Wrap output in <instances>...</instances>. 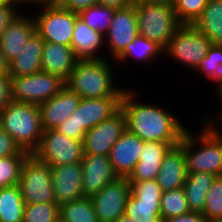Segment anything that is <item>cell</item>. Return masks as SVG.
<instances>
[{
  "label": "cell",
  "mask_w": 222,
  "mask_h": 222,
  "mask_svg": "<svg viewBox=\"0 0 222 222\" xmlns=\"http://www.w3.org/2000/svg\"><path fill=\"white\" fill-rule=\"evenodd\" d=\"M136 92L137 90L126 88L121 99L120 108L126 116L127 130L139 136L144 142L179 144L187 129L179 116L177 118L170 109L151 104L150 101L140 102Z\"/></svg>",
  "instance_id": "6da1fadb"
},
{
  "label": "cell",
  "mask_w": 222,
  "mask_h": 222,
  "mask_svg": "<svg viewBox=\"0 0 222 222\" xmlns=\"http://www.w3.org/2000/svg\"><path fill=\"white\" fill-rule=\"evenodd\" d=\"M202 129L192 134L184 132L180 144L184 147L187 174L208 172L222 176V134L210 123L201 120Z\"/></svg>",
  "instance_id": "7a4b0ae2"
},
{
  "label": "cell",
  "mask_w": 222,
  "mask_h": 222,
  "mask_svg": "<svg viewBox=\"0 0 222 222\" xmlns=\"http://www.w3.org/2000/svg\"><path fill=\"white\" fill-rule=\"evenodd\" d=\"M112 61H77L65 81L66 87L81 98L122 97L126 87L116 86Z\"/></svg>",
  "instance_id": "3957f363"
},
{
  "label": "cell",
  "mask_w": 222,
  "mask_h": 222,
  "mask_svg": "<svg viewBox=\"0 0 222 222\" xmlns=\"http://www.w3.org/2000/svg\"><path fill=\"white\" fill-rule=\"evenodd\" d=\"M0 126L29 154L38 148L44 133L39 106L26 102L11 100L0 112Z\"/></svg>",
  "instance_id": "277c9868"
},
{
  "label": "cell",
  "mask_w": 222,
  "mask_h": 222,
  "mask_svg": "<svg viewBox=\"0 0 222 222\" xmlns=\"http://www.w3.org/2000/svg\"><path fill=\"white\" fill-rule=\"evenodd\" d=\"M138 35L157 42L164 49L175 31L181 26L174 5L161 3H135Z\"/></svg>",
  "instance_id": "5b68a950"
},
{
  "label": "cell",
  "mask_w": 222,
  "mask_h": 222,
  "mask_svg": "<svg viewBox=\"0 0 222 222\" xmlns=\"http://www.w3.org/2000/svg\"><path fill=\"white\" fill-rule=\"evenodd\" d=\"M26 204L56 203L50 166L29 154L21 167L18 183Z\"/></svg>",
  "instance_id": "8992f818"
},
{
  "label": "cell",
  "mask_w": 222,
  "mask_h": 222,
  "mask_svg": "<svg viewBox=\"0 0 222 222\" xmlns=\"http://www.w3.org/2000/svg\"><path fill=\"white\" fill-rule=\"evenodd\" d=\"M211 45L210 39L193 25H181L164 49V55L195 70Z\"/></svg>",
  "instance_id": "52a82bcc"
},
{
  "label": "cell",
  "mask_w": 222,
  "mask_h": 222,
  "mask_svg": "<svg viewBox=\"0 0 222 222\" xmlns=\"http://www.w3.org/2000/svg\"><path fill=\"white\" fill-rule=\"evenodd\" d=\"M66 86L60 76L44 71L21 77H11V99L41 105Z\"/></svg>",
  "instance_id": "ba28073f"
},
{
  "label": "cell",
  "mask_w": 222,
  "mask_h": 222,
  "mask_svg": "<svg viewBox=\"0 0 222 222\" xmlns=\"http://www.w3.org/2000/svg\"><path fill=\"white\" fill-rule=\"evenodd\" d=\"M130 195L125 214L134 222H162V189L156 180L129 181Z\"/></svg>",
  "instance_id": "9c48e42d"
},
{
  "label": "cell",
  "mask_w": 222,
  "mask_h": 222,
  "mask_svg": "<svg viewBox=\"0 0 222 222\" xmlns=\"http://www.w3.org/2000/svg\"><path fill=\"white\" fill-rule=\"evenodd\" d=\"M32 154L50 167L79 163L84 155L83 141L56 130H44L39 146Z\"/></svg>",
  "instance_id": "30bf717a"
},
{
  "label": "cell",
  "mask_w": 222,
  "mask_h": 222,
  "mask_svg": "<svg viewBox=\"0 0 222 222\" xmlns=\"http://www.w3.org/2000/svg\"><path fill=\"white\" fill-rule=\"evenodd\" d=\"M35 19L36 32L46 42L71 46L75 19L78 13L61 6H40Z\"/></svg>",
  "instance_id": "8fae6325"
},
{
  "label": "cell",
  "mask_w": 222,
  "mask_h": 222,
  "mask_svg": "<svg viewBox=\"0 0 222 222\" xmlns=\"http://www.w3.org/2000/svg\"><path fill=\"white\" fill-rule=\"evenodd\" d=\"M130 195V182L127 177H117L102 190L92 195L95 213L99 222H115L126 211Z\"/></svg>",
  "instance_id": "7c38bea8"
},
{
  "label": "cell",
  "mask_w": 222,
  "mask_h": 222,
  "mask_svg": "<svg viewBox=\"0 0 222 222\" xmlns=\"http://www.w3.org/2000/svg\"><path fill=\"white\" fill-rule=\"evenodd\" d=\"M138 35L135 3L116 9L111 25L104 35L108 57L115 60Z\"/></svg>",
  "instance_id": "4fadbf2b"
},
{
  "label": "cell",
  "mask_w": 222,
  "mask_h": 222,
  "mask_svg": "<svg viewBox=\"0 0 222 222\" xmlns=\"http://www.w3.org/2000/svg\"><path fill=\"white\" fill-rule=\"evenodd\" d=\"M126 129V116L120 108L110 118L87 131L83 141L84 154L109 156L112 146Z\"/></svg>",
  "instance_id": "5bb4252c"
},
{
  "label": "cell",
  "mask_w": 222,
  "mask_h": 222,
  "mask_svg": "<svg viewBox=\"0 0 222 222\" xmlns=\"http://www.w3.org/2000/svg\"><path fill=\"white\" fill-rule=\"evenodd\" d=\"M55 202L59 206L85 197L82 185V165L72 163L50 167Z\"/></svg>",
  "instance_id": "9a60e30c"
},
{
  "label": "cell",
  "mask_w": 222,
  "mask_h": 222,
  "mask_svg": "<svg viewBox=\"0 0 222 222\" xmlns=\"http://www.w3.org/2000/svg\"><path fill=\"white\" fill-rule=\"evenodd\" d=\"M121 99L122 97L81 98L71 117L87 132L115 114L120 109Z\"/></svg>",
  "instance_id": "2e32d148"
},
{
  "label": "cell",
  "mask_w": 222,
  "mask_h": 222,
  "mask_svg": "<svg viewBox=\"0 0 222 222\" xmlns=\"http://www.w3.org/2000/svg\"><path fill=\"white\" fill-rule=\"evenodd\" d=\"M144 141L127 129L114 143L109 153L113 172L118 177H128L139 161Z\"/></svg>",
  "instance_id": "e0dca14e"
},
{
  "label": "cell",
  "mask_w": 222,
  "mask_h": 222,
  "mask_svg": "<svg viewBox=\"0 0 222 222\" xmlns=\"http://www.w3.org/2000/svg\"><path fill=\"white\" fill-rule=\"evenodd\" d=\"M84 195L91 197L118 176L113 172L109 156L84 154L81 160Z\"/></svg>",
  "instance_id": "ac0fdd59"
},
{
  "label": "cell",
  "mask_w": 222,
  "mask_h": 222,
  "mask_svg": "<svg viewBox=\"0 0 222 222\" xmlns=\"http://www.w3.org/2000/svg\"><path fill=\"white\" fill-rule=\"evenodd\" d=\"M26 13L23 12L14 19L0 37V49L8 64L20 54L31 35L36 31L34 17L32 14L29 16Z\"/></svg>",
  "instance_id": "d6986e66"
},
{
  "label": "cell",
  "mask_w": 222,
  "mask_h": 222,
  "mask_svg": "<svg viewBox=\"0 0 222 222\" xmlns=\"http://www.w3.org/2000/svg\"><path fill=\"white\" fill-rule=\"evenodd\" d=\"M81 100L66 86L54 97L39 105L44 130H54L69 118Z\"/></svg>",
  "instance_id": "ffe728a7"
},
{
  "label": "cell",
  "mask_w": 222,
  "mask_h": 222,
  "mask_svg": "<svg viewBox=\"0 0 222 222\" xmlns=\"http://www.w3.org/2000/svg\"><path fill=\"white\" fill-rule=\"evenodd\" d=\"M104 44L105 37L102 33L90 28L79 16L75 19L70 47L78 61L110 59L104 55L102 57L100 53Z\"/></svg>",
  "instance_id": "44dd1931"
},
{
  "label": "cell",
  "mask_w": 222,
  "mask_h": 222,
  "mask_svg": "<svg viewBox=\"0 0 222 222\" xmlns=\"http://www.w3.org/2000/svg\"><path fill=\"white\" fill-rule=\"evenodd\" d=\"M175 145L160 141H146L140 151L139 161L127 177L128 181L155 180L160 171L162 161Z\"/></svg>",
  "instance_id": "7402d4cb"
},
{
  "label": "cell",
  "mask_w": 222,
  "mask_h": 222,
  "mask_svg": "<svg viewBox=\"0 0 222 222\" xmlns=\"http://www.w3.org/2000/svg\"><path fill=\"white\" fill-rule=\"evenodd\" d=\"M187 176L184 147L179 143L165 155L155 180L164 192L183 187Z\"/></svg>",
  "instance_id": "603a6c76"
},
{
  "label": "cell",
  "mask_w": 222,
  "mask_h": 222,
  "mask_svg": "<svg viewBox=\"0 0 222 222\" xmlns=\"http://www.w3.org/2000/svg\"><path fill=\"white\" fill-rule=\"evenodd\" d=\"M44 40L35 31L20 54L8 64L10 77H21L42 71Z\"/></svg>",
  "instance_id": "cb8c5ba5"
},
{
  "label": "cell",
  "mask_w": 222,
  "mask_h": 222,
  "mask_svg": "<svg viewBox=\"0 0 222 222\" xmlns=\"http://www.w3.org/2000/svg\"><path fill=\"white\" fill-rule=\"evenodd\" d=\"M42 71L60 76L67 80L74 69L77 59L70 46L44 41Z\"/></svg>",
  "instance_id": "d4e9b609"
},
{
  "label": "cell",
  "mask_w": 222,
  "mask_h": 222,
  "mask_svg": "<svg viewBox=\"0 0 222 222\" xmlns=\"http://www.w3.org/2000/svg\"><path fill=\"white\" fill-rule=\"evenodd\" d=\"M215 178V174L208 172L188 174L183 189L190 211L203 213L207 192Z\"/></svg>",
  "instance_id": "484cf974"
},
{
  "label": "cell",
  "mask_w": 222,
  "mask_h": 222,
  "mask_svg": "<svg viewBox=\"0 0 222 222\" xmlns=\"http://www.w3.org/2000/svg\"><path fill=\"white\" fill-rule=\"evenodd\" d=\"M193 26L209 38L211 44H222V0H209Z\"/></svg>",
  "instance_id": "4316f807"
},
{
  "label": "cell",
  "mask_w": 222,
  "mask_h": 222,
  "mask_svg": "<svg viewBox=\"0 0 222 222\" xmlns=\"http://www.w3.org/2000/svg\"><path fill=\"white\" fill-rule=\"evenodd\" d=\"M161 55H164V48L161 45L137 35L134 41L129 43L125 50L115 59V63L124 64L123 62L126 63L132 58L131 60L136 59L135 62L150 64Z\"/></svg>",
  "instance_id": "83f0119b"
},
{
  "label": "cell",
  "mask_w": 222,
  "mask_h": 222,
  "mask_svg": "<svg viewBox=\"0 0 222 222\" xmlns=\"http://www.w3.org/2000/svg\"><path fill=\"white\" fill-rule=\"evenodd\" d=\"M25 204L18 184L0 188V222H23Z\"/></svg>",
  "instance_id": "f1b7e54d"
},
{
  "label": "cell",
  "mask_w": 222,
  "mask_h": 222,
  "mask_svg": "<svg viewBox=\"0 0 222 222\" xmlns=\"http://www.w3.org/2000/svg\"><path fill=\"white\" fill-rule=\"evenodd\" d=\"M59 218L62 222H99L93 202L87 196L60 205Z\"/></svg>",
  "instance_id": "f546056e"
},
{
  "label": "cell",
  "mask_w": 222,
  "mask_h": 222,
  "mask_svg": "<svg viewBox=\"0 0 222 222\" xmlns=\"http://www.w3.org/2000/svg\"><path fill=\"white\" fill-rule=\"evenodd\" d=\"M195 73H202L215 82L216 91L222 87V44H212L206 56L199 62Z\"/></svg>",
  "instance_id": "4dcf8cb0"
},
{
  "label": "cell",
  "mask_w": 222,
  "mask_h": 222,
  "mask_svg": "<svg viewBox=\"0 0 222 222\" xmlns=\"http://www.w3.org/2000/svg\"><path fill=\"white\" fill-rule=\"evenodd\" d=\"M115 10L112 7L95 4L79 12L78 16L90 28L105 35L111 25Z\"/></svg>",
  "instance_id": "1f68e13d"
},
{
  "label": "cell",
  "mask_w": 222,
  "mask_h": 222,
  "mask_svg": "<svg viewBox=\"0 0 222 222\" xmlns=\"http://www.w3.org/2000/svg\"><path fill=\"white\" fill-rule=\"evenodd\" d=\"M160 204L161 220L191 212L183 187L164 191Z\"/></svg>",
  "instance_id": "d6a6232c"
},
{
  "label": "cell",
  "mask_w": 222,
  "mask_h": 222,
  "mask_svg": "<svg viewBox=\"0 0 222 222\" xmlns=\"http://www.w3.org/2000/svg\"><path fill=\"white\" fill-rule=\"evenodd\" d=\"M28 155H12L0 158V188L17 185L22 164Z\"/></svg>",
  "instance_id": "836d02e7"
},
{
  "label": "cell",
  "mask_w": 222,
  "mask_h": 222,
  "mask_svg": "<svg viewBox=\"0 0 222 222\" xmlns=\"http://www.w3.org/2000/svg\"><path fill=\"white\" fill-rule=\"evenodd\" d=\"M59 219L56 203L25 204L23 222H57Z\"/></svg>",
  "instance_id": "e575fe53"
},
{
  "label": "cell",
  "mask_w": 222,
  "mask_h": 222,
  "mask_svg": "<svg viewBox=\"0 0 222 222\" xmlns=\"http://www.w3.org/2000/svg\"><path fill=\"white\" fill-rule=\"evenodd\" d=\"M209 0H176L174 11L181 25H193L208 5Z\"/></svg>",
  "instance_id": "d590c367"
},
{
  "label": "cell",
  "mask_w": 222,
  "mask_h": 222,
  "mask_svg": "<svg viewBox=\"0 0 222 222\" xmlns=\"http://www.w3.org/2000/svg\"><path fill=\"white\" fill-rule=\"evenodd\" d=\"M202 214L209 222L222 219V176H216L212 182Z\"/></svg>",
  "instance_id": "8d00e7d4"
},
{
  "label": "cell",
  "mask_w": 222,
  "mask_h": 222,
  "mask_svg": "<svg viewBox=\"0 0 222 222\" xmlns=\"http://www.w3.org/2000/svg\"><path fill=\"white\" fill-rule=\"evenodd\" d=\"M12 155H29L22 150L13 137L0 126V158Z\"/></svg>",
  "instance_id": "74e56055"
},
{
  "label": "cell",
  "mask_w": 222,
  "mask_h": 222,
  "mask_svg": "<svg viewBox=\"0 0 222 222\" xmlns=\"http://www.w3.org/2000/svg\"><path fill=\"white\" fill-rule=\"evenodd\" d=\"M21 7L14 2L0 6V37L10 23L21 14Z\"/></svg>",
  "instance_id": "f35d334b"
},
{
  "label": "cell",
  "mask_w": 222,
  "mask_h": 222,
  "mask_svg": "<svg viewBox=\"0 0 222 222\" xmlns=\"http://www.w3.org/2000/svg\"><path fill=\"white\" fill-rule=\"evenodd\" d=\"M54 130L66 135L67 137L80 141H84L85 134L87 133L83 127H79V125L74 121L73 117L71 116L65 121H63Z\"/></svg>",
  "instance_id": "ab89813d"
},
{
  "label": "cell",
  "mask_w": 222,
  "mask_h": 222,
  "mask_svg": "<svg viewBox=\"0 0 222 222\" xmlns=\"http://www.w3.org/2000/svg\"><path fill=\"white\" fill-rule=\"evenodd\" d=\"M11 100V77L8 73H2L0 74V112Z\"/></svg>",
  "instance_id": "60d3db41"
},
{
  "label": "cell",
  "mask_w": 222,
  "mask_h": 222,
  "mask_svg": "<svg viewBox=\"0 0 222 222\" xmlns=\"http://www.w3.org/2000/svg\"><path fill=\"white\" fill-rule=\"evenodd\" d=\"M95 4H98V0H64L60 6L72 12L79 13Z\"/></svg>",
  "instance_id": "b9f144b4"
},
{
  "label": "cell",
  "mask_w": 222,
  "mask_h": 222,
  "mask_svg": "<svg viewBox=\"0 0 222 222\" xmlns=\"http://www.w3.org/2000/svg\"><path fill=\"white\" fill-rule=\"evenodd\" d=\"M162 222H209L208 219L200 212H189L180 216H174L162 220Z\"/></svg>",
  "instance_id": "7bdbcfd3"
},
{
  "label": "cell",
  "mask_w": 222,
  "mask_h": 222,
  "mask_svg": "<svg viewBox=\"0 0 222 222\" xmlns=\"http://www.w3.org/2000/svg\"><path fill=\"white\" fill-rule=\"evenodd\" d=\"M130 3H132V0H98V4L112 7L115 9H121L126 6H128Z\"/></svg>",
  "instance_id": "ee69618b"
},
{
  "label": "cell",
  "mask_w": 222,
  "mask_h": 222,
  "mask_svg": "<svg viewBox=\"0 0 222 222\" xmlns=\"http://www.w3.org/2000/svg\"><path fill=\"white\" fill-rule=\"evenodd\" d=\"M13 2L15 4H17L19 7L23 6V5H27V4L29 5V3L30 4L32 3L33 5L36 3L38 6H44L45 5V0H13Z\"/></svg>",
  "instance_id": "f6af8a7d"
},
{
  "label": "cell",
  "mask_w": 222,
  "mask_h": 222,
  "mask_svg": "<svg viewBox=\"0 0 222 222\" xmlns=\"http://www.w3.org/2000/svg\"><path fill=\"white\" fill-rule=\"evenodd\" d=\"M176 0H132V3H161L174 5Z\"/></svg>",
  "instance_id": "bcb514c9"
},
{
  "label": "cell",
  "mask_w": 222,
  "mask_h": 222,
  "mask_svg": "<svg viewBox=\"0 0 222 222\" xmlns=\"http://www.w3.org/2000/svg\"><path fill=\"white\" fill-rule=\"evenodd\" d=\"M2 73H8V63L6 62L4 54L0 49V74Z\"/></svg>",
  "instance_id": "7dc6e473"
},
{
  "label": "cell",
  "mask_w": 222,
  "mask_h": 222,
  "mask_svg": "<svg viewBox=\"0 0 222 222\" xmlns=\"http://www.w3.org/2000/svg\"><path fill=\"white\" fill-rule=\"evenodd\" d=\"M219 118V120H220V122L219 123H221L222 124V112H221V116L220 117H218ZM221 118V119H220ZM205 122H208V123H210L220 134H222V129L219 127L218 128V125L216 124V122H215V120L214 119H212L211 117H209V116H207V117H205L204 119H203ZM216 125H215V124Z\"/></svg>",
  "instance_id": "c3c4849f"
},
{
  "label": "cell",
  "mask_w": 222,
  "mask_h": 222,
  "mask_svg": "<svg viewBox=\"0 0 222 222\" xmlns=\"http://www.w3.org/2000/svg\"><path fill=\"white\" fill-rule=\"evenodd\" d=\"M64 0H45V6H60Z\"/></svg>",
  "instance_id": "681fc988"
},
{
  "label": "cell",
  "mask_w": 222,
  "mask_h": 222,
  "mask_svg": "<svg viewBox=\"0 0 222 222\" xmlns=\"http://www.w3.org/2000/svg\"><path fill=\"white\" fill-rule=\"evenodd\" d=\"M115 222H134L128 215L125 213L120 216Z\"/></svg>",
  "instance_id": "f907efd6"
},
{
  "label": "cell",
  "mask_w": 222,
  "mask_h": 222,
  "mask_svg": "<svg viewBox=\"0 0 222 222\" xmlns=\"http://www.w3.org/2000/svg\"><path fill=\"white\" fill-rule=\"evenodd\" d=\"M218 94V98L220 99L221 105H222V87L219 88L216 92Z\"/></svg>",
  "instance_id": "816d5d0a"
},
{
  "label": "cell",
  "mask_w": 222,
  "mask_h": 222,
  "mask_svg": "<svg viewBox=\"0 0 222 222\" xmlns=\"http://www.w3.org/2000/svg\"><path fill=\"white\" fill-rule=\"evenodd\" d=\"M10 2H13V0H0V6Z\"/></svg>",
  "instance_id": "f5cc1de1"
},
{
  "label": "cell",
  "mask_w": 222,
  "mask_h": 222,
  "mask_svg": "<svg viewBox=\"0 0 222 222\" xmlns=\"http://www.w3.org/2000/svg\"><path fill=\"white\" fill-rule=\"evenodd\" d=\"M211 222H222V219H220V220H215V221H211Z\"/></svg>",
  "instance_id": "db71d44e"
}]
</instances>
